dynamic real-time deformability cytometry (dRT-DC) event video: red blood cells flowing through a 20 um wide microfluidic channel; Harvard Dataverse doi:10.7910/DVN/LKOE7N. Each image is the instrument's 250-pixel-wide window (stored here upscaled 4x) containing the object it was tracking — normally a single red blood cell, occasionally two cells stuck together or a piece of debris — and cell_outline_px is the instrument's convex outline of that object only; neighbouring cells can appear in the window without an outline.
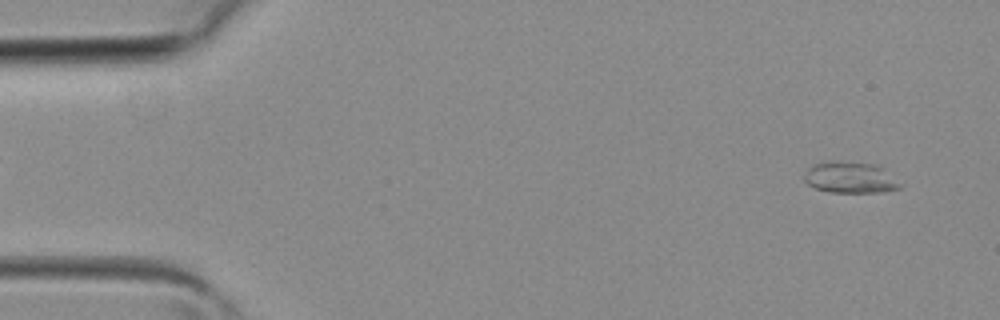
{"species": "common noctule bat (a hibernating species)", "species_latin": "Nyctalus noctula", "temperature_condition": "room temperature", "stored_images_in_passage": 30, "camera_frame_rate_fps": 3000, "um_per_image_px": 0.085, "animal": {"sex": "female", "body_mass_g": 19.3, "forearm_length_mm": 54.1}, "frame": {"image": 1, "passage_image": 2, "time_ms": 0.333, "image_size_px": [1000, 320], "cell_outline_px": [[904, 184], [900, 188], [880, 192], [828, 192], [816, 188], [808, 184], [804, 180], [804, 176], [808, 168], [812, 164], [828, 160], [836, 160], [876, 164]], "centroid_in_image_um": [72.26, 15.07], "position_along_channel_um": 12.7, "area_um2": 17.69}}
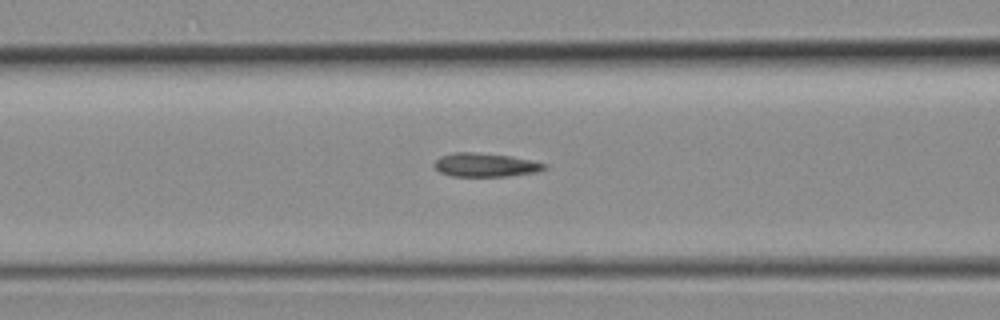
{"frame": {"image": 2, "passage_image": 15, "time_ms": 4.667, "image_size_px": [1000, 320], "cell_outline_px": [[548, 168], [536, 172], [508, 176], [452, 176], [440, 172], [432, 164], [440, 156], [452, 152], [472, 152], [508, 156], [548, 164]], "centroid_in_image_um": [41.23, 14.02], "position_along_channel_um": 125.4, "area_um2": 15.09}}
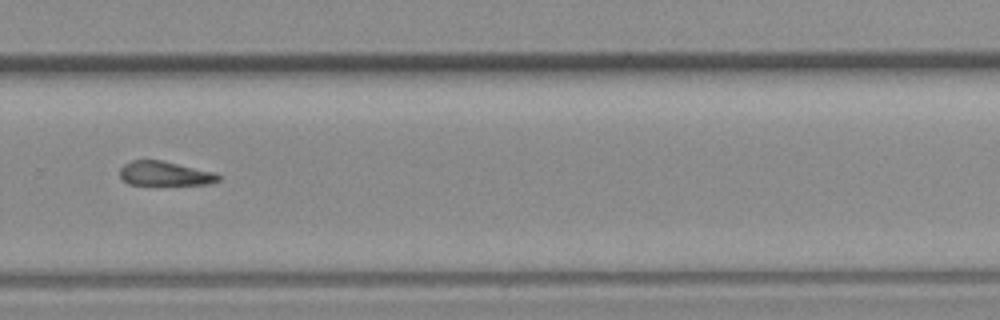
{"frame": {"image": 3, "passage_image": 26, "time_ms": 8.333, "image_size_px": [1000, 320], "cell_outline_px": [[220, 180], [208, 184], [128, 184], [120, 176], [120, 168], [124, 164], [132, 160], [160, 160], [216, 172], [220, 176]], "centroid_in_image_um": [14.02, 14.74], "position_along_channel_um": 315.8, "area_um2": 13.81}}